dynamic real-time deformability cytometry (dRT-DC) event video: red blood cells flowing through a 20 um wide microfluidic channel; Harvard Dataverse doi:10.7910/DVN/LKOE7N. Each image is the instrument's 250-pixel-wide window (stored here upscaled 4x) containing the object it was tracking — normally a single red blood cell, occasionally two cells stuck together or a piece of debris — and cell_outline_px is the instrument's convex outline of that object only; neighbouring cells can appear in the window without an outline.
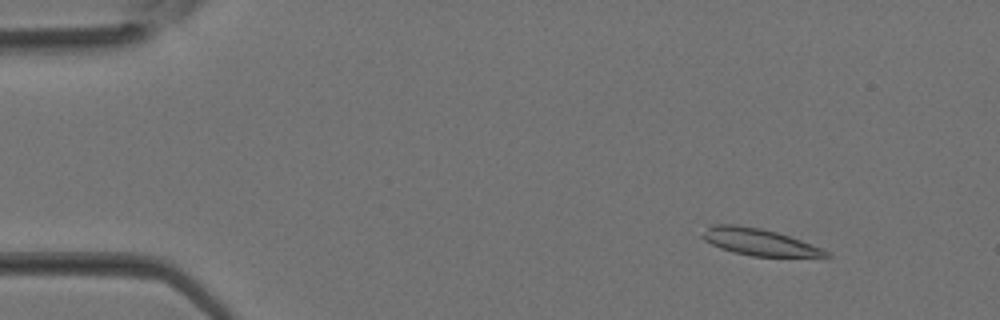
{"species": "Egyptian fruit bat (a non-hibernating species)", "species_latin": "Rousettus aegyptiacus", "temperature_condition": "room temperature", "stored_images_in_passage": 13, "camera_frame_rate_fps": 3000, "um_per_image_px": 0.085, "animal": {"sex": "female"}, "frame": {"image": 1, "passage_image": 4, "time_ms": 1.0, "image_size_px": [1000, 320], "cell_outline_px": [[832, 256], [752, 256], [732, 252], [720, 248], [704, 240], [700, 236], [712, 224], [736, 224], [760, 228], [776, 232], [812, 244], [828, 252]], "centroid_in_image_um": [64.46, 20.56], "position_along_channel_um": 20.5, "area_um2": 18.96}}
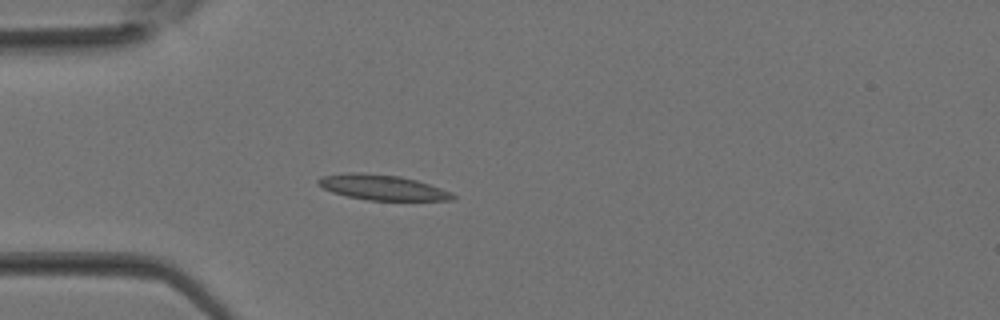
{"frame": {"image": 2, "passage_image": 10, "time_ms": 3.0, "image_size_px": [1000, 320], "cell_outline_px": [[456, 196], [452, 200], [368, 200], [348, 196], [332, 192], [316, 184], [316, 180], [320, 176], [352, 172], [360, 172], [400, 176], [416, 180], [452, 192]], "centroid_in_image_um": [32.46, 15.92], "position_along_channel_um": 52.5, "area_um2": 19.71}}